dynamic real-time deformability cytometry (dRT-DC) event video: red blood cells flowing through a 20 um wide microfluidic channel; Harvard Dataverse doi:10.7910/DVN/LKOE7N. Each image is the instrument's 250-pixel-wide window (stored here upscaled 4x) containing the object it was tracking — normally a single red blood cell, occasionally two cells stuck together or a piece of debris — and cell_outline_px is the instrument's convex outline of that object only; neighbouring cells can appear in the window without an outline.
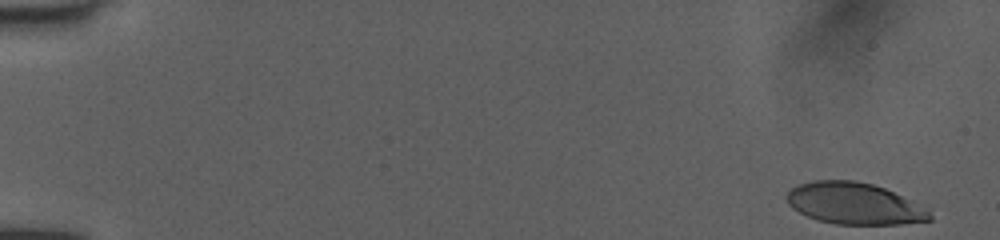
{"species": "human", "species_latin": "Homo sapiens", "temperature_condition": "room temperature", "stored_images_in_passage": 31, "camera_frame_rate_fps": 3000, "um_per_image_px": 0.085, "donor": {"sex": "female"}, "frame": {"image": 1, "passage_image": 1, "time_ms": 0.0, "image_size_px": [1000, 240], "cell_outline_px": [[932, 220], [900, 224], [836, 224], [816, 220], [792, 208], [788, 204], [788, 192], [792, 188], [800, 184], [816, 180], [852, 180], [872, 184], [884, 188], [928, 208], [932, 216]], "centroid_in_image_um": [72.64, 17.31], "position_along_channel_um": 12.4, "area_um2": 34.45}}
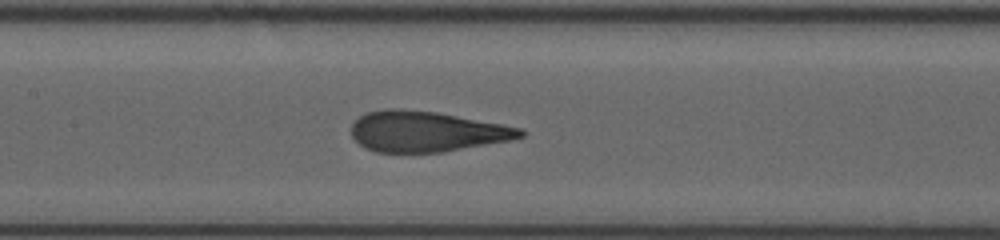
{"frame": {"image": 2, "passage_image": 13, "time_ms": 4.0, "image_size_px": [1000, 240], "cell_outline_px": [[524, 136], [508, 140], [444, 152], [376, 152], [364, 148], [352, 136], [352, 124], [364, 112], [384, 108], [400, 108], [436, 112], [500, 124], [520, 128], [524, 132]], "centroid_in_image_um": [36.18, 11.17], "position_along_channel_um": 171.2, "area_um2": 39.71}}
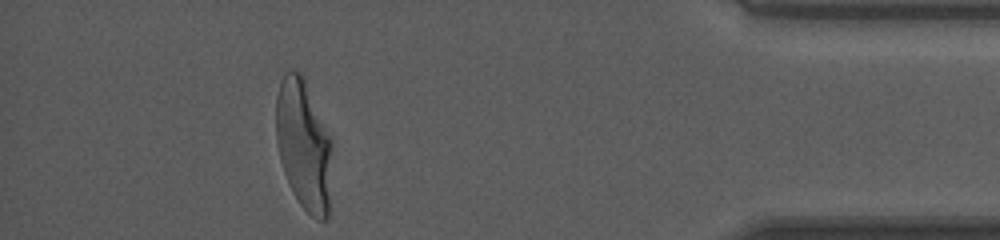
{"frame": {"image": 3, "passage_image": 27, "time_ms": 8.667, "image_size_px": [1000, 240], "cell_outline_px": [[328, 220], [316, 220], [300, 204], [292, 192], [288, 184], [280, 160], [276, 140], [276, 96], [280, 80], [284, 72], [288, 68], [292, 68], [300, 72], [304, 76], [328, 140]], "centroid_in_image_um": [25.7, 12.26], "position_along_channel_um": 409.5, "area_um2": 41.1}}